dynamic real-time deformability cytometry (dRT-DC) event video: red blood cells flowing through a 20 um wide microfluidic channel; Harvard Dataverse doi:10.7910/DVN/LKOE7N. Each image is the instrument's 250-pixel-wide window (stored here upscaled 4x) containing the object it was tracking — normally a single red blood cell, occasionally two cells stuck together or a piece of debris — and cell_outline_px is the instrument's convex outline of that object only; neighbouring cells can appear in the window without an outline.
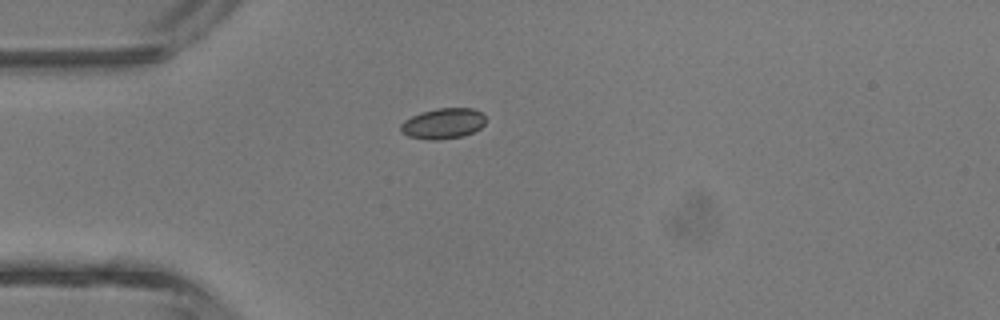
{"species": "common noctule bat (a hibernating species)", "species_latin": "Nyctalus noctula", "temperature_condition": "room temperature", "stored_images_in_passage": 4, "camera_frame_rate_fps": 3000, "um_per_image_px": 0.085, "animal": {"sex": "male", "body_mass_g": 13.3}, "frame": {"image": 1, "passage_image": 4, "time_ms": 3.333, "image_size_px": [1000, 320], "cell_outline_px": [[484, 124], [480, 128], [464, 136], [436, 140], [428, 140], [408, 136], [400, 132], [400, 124], [404, 120], [420, 112], [436, 108], [472, 108], [480, 112], [484, 116]], "centroid_in_image_um": [37.62, 10.5], "position_along_channel_um": 47.4, "area_um2": 15.2}}